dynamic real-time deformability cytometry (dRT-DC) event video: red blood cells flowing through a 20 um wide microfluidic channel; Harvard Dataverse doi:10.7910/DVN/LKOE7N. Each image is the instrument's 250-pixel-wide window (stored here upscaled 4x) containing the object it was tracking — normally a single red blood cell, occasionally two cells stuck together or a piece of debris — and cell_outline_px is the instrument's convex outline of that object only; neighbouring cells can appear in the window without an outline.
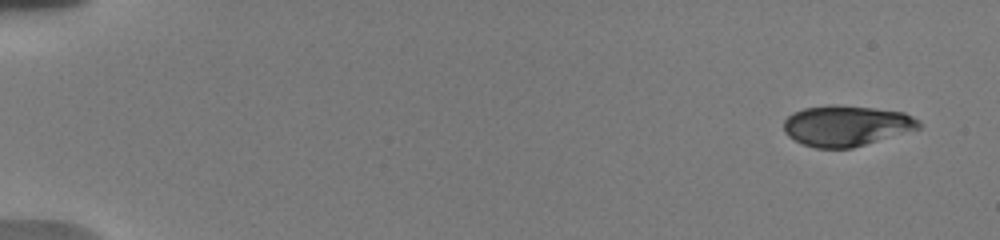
{"species": "human", "species_latin": "Homo sapiens", "temperature_condition": "warm", "stored_images_in_passage": 8, "camera_frame_rate_fps": 3000, "um_per_image_px": 0.085, "donor": {"sex": "male"}, "frame": {"image": 1, "passage_image": 1, "time_ms": 0.0, "image_size_px": [1000, 240], "cell_outline_px": [[920, 128], [852, 148], [816, 148], [804, 144], [788, 136], [784, 132], [784, 120], [792, 112], [804, 108], [832, 104], [872, 108], [904, 112], [920, 120]], "centroid_in_image_um": [71.92, 10.68], "position_along_channel_um": 13.1, "area_um2": 31.85}}
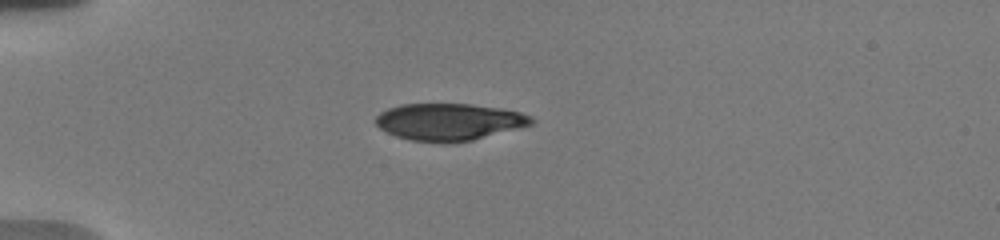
{"frame": {"image": 2, "passage_image": 7, "time_ms": 4.333, "image_size_px": [1000, 240], "cell_outline_px": [[536, 120], [532, 124], [472, 140], [444, 144], [412, 140], [396, 136], [380, 128], [376, 124], [376, 116], [380, 112], [388, 108], [400, 104], [472, 104], [500, 108], [520, 112], [532, 116]], "centroid_in_image_um": [38.17, 10.36], "position_along_channel_um": 46.8, "area_um2": 33.58}}